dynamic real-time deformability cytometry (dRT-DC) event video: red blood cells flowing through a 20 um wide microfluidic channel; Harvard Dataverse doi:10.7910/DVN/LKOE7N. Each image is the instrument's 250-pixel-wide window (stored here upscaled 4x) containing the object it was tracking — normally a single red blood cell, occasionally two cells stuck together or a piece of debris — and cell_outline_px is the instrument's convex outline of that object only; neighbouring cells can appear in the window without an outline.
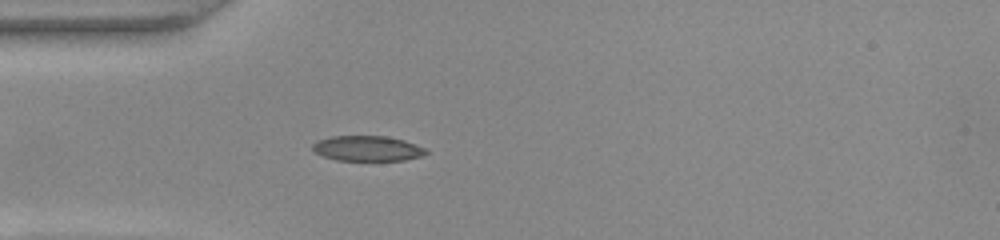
{"species": "common noctule bat (a hibernating species)", "species_latin": "Nyctalus noctula", "temperature_condition": "warm", "stored_images_in_passage": 38, "camera_frame_rate_fps": 3000, "um_per_image_px": 0.085, "animal": {"sex": "female", "body_mass_g": 22.0, "forearm_length_mm": 56.7}, "frame": {"image": 1, "passage_image": 1, "time_ms": 0.0, "image_size_px": [1000, 240], "cell_outline_px": [[428, 152], [420, 156], [404, 160], [336, 160], [324, 156], [316, 152], [312, 148], [312, 144], [316, 140], [332, 136], [388, 136], [404, 140], [424, 148]], "centroid_in_image_um": [31.2, 12.6], "position_along_channel_um": 53.8, "area_um2": 16.53}}
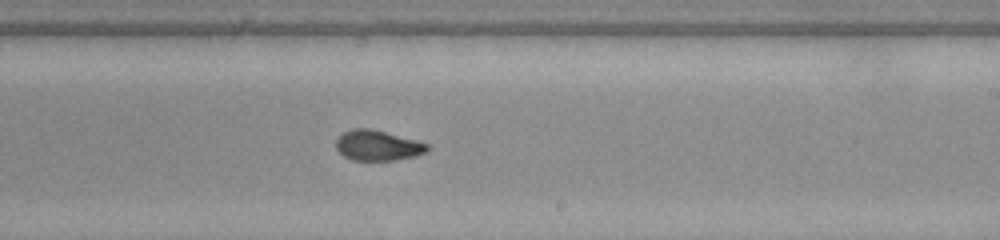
{"frame": {"image": 2, "passage_image": 17, "time_ms": 5.333, "image_size_px": [1000, 240], "cell_outline_px": [[428, 152], [416, 156], [392, 160], [352, 160], [344, 156], [336, 148], [336, 140], [344, 132], [352, 128], [372, 128], [416, 140], [428, 144]], "centroid_in_image_um": [32.11, 12.36], "position_along_channel_um": 256.9, "area_um2": 16.13}}
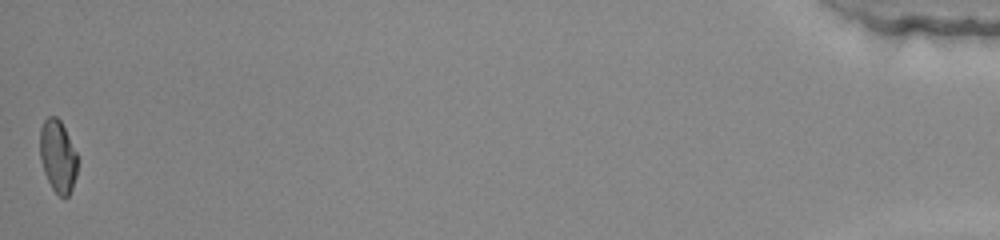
{"frame": {"image": 3, "passage_image": 38, "time_ms": 12.333, "image_size_px": [1000, 240], "cell_outline_px": [[76, 176], [72, 188], [68, 196], [60, 196], [52, 188], [44, 172], [40, 156], [40, 128], [44, 120], [48, 116], [56, 116], [60, 120], [76, 152]], "centroid_in_image_um": [4.9, 13.26], "position_along_channel_um": 430.3, "area_um2": 15.55}, "authors_computed_cell_mechanics": {"area_um2": 16.5308, "velocity_mm_per_s": 3.9202, "shape_relaxation_time_tau1_ms": null, "shape_relaxation_time_tau2_ms": 1.6305, "deformation_change_tau1": null, "deformation_change_tau2": 0.0624}}